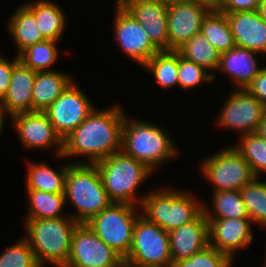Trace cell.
Masks as SVG:
<instances>
[{
	"mask_svg": "<svg viewBox=\"0 0 266 267\" xmlns=\"http://www.w3.org/2000/svg\"><path fill=\"white\" fill-rule=\"evenodd\" d=\"M125 111L118 102L105 109L96 106L90 115L63 139V157L71 163L95 164L113 153L120 152Z\"/></svg>",
	"mask_w": 266,
	"mask_h": 267,
	"instance_id": "obj_1",
	"label": "cell"
},
{
	"mask_svg": "<svg viewBox=\"0 0 266 267\" xmlns=\"http://www.w3.org/2000/svg\"><path fill=\"white\" fill-rule=\"evenodd\" d=\"M165 128L148 120L131 117L125 111L121 151L155 174L161 166L179 158L182 151Z\"/></svg>",
	"mask_w": 266,
	"mask_h": 267,
	"instance_id": "obj_2",
	"label": "cell"
},
{
	"mask_svg": "<svg viewBox=\"0 0 266 267\" xmlns=\"http://www.w3.org/2000/svg\"><path fill=\"white\" fill-rule=\"evenodd\" d=\"M197 194L175 185L152 188L140 205L141 215L170 232L194 220L203 211V201Z\"/></svg>",
	"mask_w": 266,
	"mask_h": 267,
	"instance_id": "obj_3",
	"label": "cell"
},
{
	"mask_svg": "<svg viewBox=\"0 0 266 267\" xmlns=\"http://www.w3.org/2000/svg\"><path fill=\"white\" fill-rule=\"evenodd\" d=\"M23 237L41 267H64L69 258L72 235L79 223L70 216L23 219Z\"/></svg>",
	"mask_w": 266,
	"mask_h": 267,
	"instance_id": "obj_4",
	"label": "cell"
},
{
	"mask_svg": "<svg viewBox=\"0 0 266 267\" xmlns=\"http://www.w3.org/2000/svg\"><path fill=\"white\" fill-rule=\"evenodd\" d=\"M95 164L112 203H126L140 207L145 193H148L142 192L144 193L142 194L141 186L156 174L122 151L113 153Z\"/></svg>",
	"mask_w": 266,
	"mask_h": 267,
	"instance_id": "obj_5",
	"label": "cell"
},
{
	"mask_svg": "<svg viewBox=\"0 0 266 267\" xmlns=\"http://www.w3.org/2000/svg\"><path fill=\"white\" fill-rule=\"evenodd\" d=\"M64 196L69 214L77 223H86L112 202L104 189L96 164L70 163L65 178Z\"/></svg>",
	"mask_w": 266,
	"mask_h": 267,
	"instance_id": "obj_6",
	"label": "cell"
},
{
	"mask_svg": "<svg viewBox=\"0 0 266 267\" xmlns=\"http://www.w3.org/2000/svg\"><path fill=\"white\" fill-rule=\"evenodd\" d=\"M140 207L111 203L85 224L111 249L125 259L133 243V230Z\"/></svg>",
	"mask_w": 266,
	"mask_h": 267,
	"instance_id": "obj_7",
	"label": "cell"
},
{
	"mask_svg": "<svg viewBox=\"0 0 266 267\" xmlns=\"http://www.w3.org/2000/svg\"><path fill=\"white\" fill-rule=\"evenodd\" d=\"M227 144L199 162L201 175L212 185V191H240L255 178L248 162Z\"/></svg>",
	"mask_w": 266,
	"mask_h": 267,
	"instance_id": "obj_8",
	"label": "cell"
},
{
	"mask_svg": "<svg viewBox=\"0 0 266 267\" xmlns=\"http://www.w3.org/2000/svg\"><path fill=\"white\" fill-rule=\"evenodd\" d=\"M124 263L172 267L169 232L140 214L135 221L133 243Z\"/></svg>",
	"mask_w": 266,
	"mask_h": 267,
	"instance_id": "obj_9",
	"label": "cell"
},
{
	"mask_svg": "<svg viewBox=\"0 0 266 267\" xmlns=\"http://www.w3.org/2000/svg\"><path fill=\"white\" fill-rule=\"evenodd\" d=\"M215 118L219 129L236 132L238 136L256 133L266 107L247 90L231 88Z\"/></svg>",
	"mask_w": 266,
	"mask_h": 267,
	"instance_id": "obj_10",
	"label": "cell"
},
{
	"mask_svg": "<svg viewBox=\"0 0 266 267\" xmlns=\"http://www.w3.org/2000/svg\"><path fill=\"white\" fill-rule=\"evenodd\" d=\"M114 3L113 41L124 56L141 68L160 50L150 41L142 25L118 1Z\"/></svg>",
	"mask_w": 266,
	"mask_h": 267,
	"instance_id": "obj_11",
	"label": "cell"
},
{
	"mask_svg": "<svg viewBox=\"0 0 266 267\" xmlns=\"http://www.w3.org/2000/svg\"><path fill=\"white\" fill-rule=\"evenodd\" d=\"M76 79L44 111L63 140L96 108Z\"/></svg>",
	"mask_w": 266,
	"mask_h": 267,
	"instance_id": "obj_12",
	"label": "cell"
},
{
	"mask_svg": "<svg viewBox=\"0 0 266 267\" xmlns=\"http://www.w3.org/2000/svg\"><path fill=\"white\" fill-rule=\"evenodd\" d=\"M11 127L16 131L18 141L26 150L51 151L56 159L62 155L63 140L57 134L45 112L32 111L20 113L9 118ZM56 155V156H55Z\"/></svg>",
	"mask_w": 266,
	"mask_h": 267,
	"instance_id": "obj_13",
	"label": "cell"
},
{
	"mask_svg": "<svg viewBox=\"0 0 266 267\" xmlns=\"http://www.w3.org/2000/svg\"><path fill=\"white\" fill-rule=\"evenodd\" d=\"M124 259L106 245L85 223L72 235L68 261L64 267H124Z\"/></svg>",
	"mask_w": 266,
	"mask_h": 267,
	"instance_id": "obj_14",
	"label": "cell"
},
{
	"mask_svg": "<svg viewBox=\"0 0 266 267\" xmlns=\"http://www.w3.org/2000/svg\"><path fill=\"white\" fill-rule=\"evenodd\" d=\"M215 7V1L176 0L167 4L169 50L200 33L204 18Z\"/></svg>",
	"mask_w": 266,
	"mask_h": 267,
	"instance_id": "obj_15",
	"label": "cell"
},
{
	"mask_svg": "<svg viewBox=\"0 0 266 267\" xmlns=\"http://www.w3.org/2000/svg\"><path fill=\"white\" fill-rule=\"evenodd\" d=\"M209 223V246L236 262L237 252L254 244L255 230L250 218H206Z\"/></svg>",
	"mask_w": 266,
	"mask_h": 267,
	"instance_id": "obj_16",
	"label": "cell"
},
{
	"mask_svg": "<svg viewBox=\"0 0 266 267\" xmlns=\"http://www.w3.org/2000/svg\"><path fill=\"white\" fill-rule=\"evenodd\" d=\"M144 28L150 41L160 50H169L167 3L154 0H118Z\"/></svg>",
	"mask_w": 266,
	"mask_h": 267,
	"instance_id": "obj_17",
	"label": "cell"
},
{
	"mask_svg": "<svg viewBox=\"0 0 266 267\" xmlns=\"http://www.w3.org/2000/svg\"><path fill=\"white\" fill-rule=\"evenodd\" d=\"M263 55L247 49L235 46L229 51L220 53V62L217 69V73L225 77L227 80L233 83L234 89L246 90L252 83V80L258 75V73L265 67L264 63H261L258 58ZM264 64V66H262Z\"/></svg>",
	"mask_w": 266,
	"mask_h": 267,
	"instance_id": "obj_18",
	"label": "cell"
},
{
	"mask_svg": "<svg viewBox=\"0 0 266 267\" xmlns=\"http://www.w3.org/2000/svg\"><path fill=\"white\" fill-rule=\"evenodd\" d=\"M172 262L191 257L209 246V223L202 211L194 220L169 232Z\"/></svg>",
	"mask_w": 266,
	"mask_h": 267,
	"instance_id": "obj_19",
	"label": "cell"
},
{
	"mask_svg": "<svg viewBox=\"0 0 266 267\" xmlns=\"http://www.w3.org/2000/svg\"><path fill=\"white\" fill-rule=\"evenodd\" d=\"M36 71L22 61L14 65L7 93L0 101V113L7 119L20 113L32 112V88Z\"/></svg>",
	"mask_w": 266,
	"mask_h": 267,
	"instance_id": "obj_20",
	"label": "cell"
},
{
	"mask_svg": "<svg viewBox=\"0 0 266 267\" xmlns=\"http://www.w3.org/2000/svg\"><path fill=\"white\" fill-rule=\"evenodd\" d=\"M236 46L266 56V22L256 10L225 13Z\"/></svg>",
	"mask_w": 266,
	"mask_h": 267,
	"instance_id": "obj_21",
	"label": "cell"
},
{
	"mask_svg": "<svg viewBox=\"0 0 266 267\" xmlns=\"http://www.w3.org/2000/svg\"><path fill=\"white\" fill-rule=\"evenodd\" d=\"M23 4L34 14L45 40L62 41L69 20L61 4L53 0H31Z\"/></svg>",
	"mask_w": 266,
	"mask_h": 267,
	"instance_id": "obj_22",
	"label": "cell"
},
{
	"mask_svg": "<svg viewBox=\"0 0 266 267\" xmlns=\"http://www.w3.org/2000/svg\"><path fill=\"white\" fill-rule=\"evenodd\" d=\"M5 23V31L16 47L19 56L26 48L42 42L43 38L34 14L23 4L17 5Z\"/></svg>",
	"mask_w": 266,
	"mask_h": 267,
	"instance_id": "obj_23",
	"label": "cell"
},
{
	"mask_svg": "<svg viewBox=\"0 0 266 267\" xmlns=\"http://www.w3.org/2000/svg\"><path fill=\"white\" fill-rule=\"evenodd\" d=\"M74 80L69 72H36L32 88V111L44 112Z\"/></svg>",
	"mask_w": 266,
	"mask_h": 267,
	"instance_id": "obj_24",
	"label": "cell"
},
{
	"mask_svg": "<svg viewBox=\"0 0 266 267\" xmlns=\"http://www.w3.org/2000/svg\"><path fill=\"white\" fill-rule=\"evenodd\" d=\"M66 162L53 168L46 162H32L29 160L26 166L25 188L26 190H38L48 193H64L67 167L71 163Z\"/></svg>",
	"mask_w": 266,
	"mask_h": 267,
	"instance_id": "obj_25",
	"label": "cell"
},
{
	"mask_svg": "<svg viewBox=\"0 0 266 267\" xmlns=\"http://www.w3.org/2000/svg\"><path fill=\"white\" fill-rule=\"evenodd\" d=\"M25 194V197H27V212L23 216L24 219H49L69 216V213H64L67 209L64 193L26 190Z\"/></svg>",
	"mask_w": 266,
	"mask_h": 267,
	"instance_id": "obj_26",
	"label": "cell"
},
{
	"mask_svg": "<svg viewBox=\"0 0 266 267\" xmlns=\"http://www.w3.org/2000/svg\"><path fill=\"white\" fill-rule=\"evenodd\" d=\"M179 53L176 50L158 51L141 68L152 75L162 90L178 87Z\"/></svg>",
	"mask_w": 266,
	"mask_h": 267,
	"instance_id": "obj_27",
	"label": "cell"
},
{
	"mask_svg": "<svg viewBox=\"0 0 266 267\" xmlns=\"http://www.w3.org/2000/svg\"><path fill=\"white\" fill-rule=\"evenodd\" d=\"M210 196L211 202L203 201L206 218H249L240 191H212Z\"/></svg>",
	"mask_w": 266,
	"mask_h": 267,
	"instance_id": "obj_28",
	"label": "cell"
},
{
	"mask_svg": "<svg viewBox=\"0 0 266 267\" xmlns=\"http://www.w3.org/2000/svg\"><path fill=\"white\" fill-rule=\"evenodd\" d=\"M176 51L181 57L206 68L213 74V81L217 80L216 71L220 62V53L202 33L195 34Z\"/></svg>",
	"mask_w": 266,
	"mask_h": 267,
	"instance_id": "obj_29",
	"label": "cell"
},
{
	"mask_svg": "<svg viewBox=\"0 0 266 267\" xmlns=\"http://www.w3.org/2000/svg\"><path fill=\"white\" fill-rule=\"evenodd\" d=\"M200 33L219 53L229 51L236 46L226 14L216 7L204 18Z\"/></svg>",
	"mask_w": 266,
	"mask_h": 267,
	"instance_id": "obj_30",
	"label": "cell"
},
{
	"mask_svg": "<svg viewBox=\"0 0 266 267\" xmlns=\"http://www.w3.org/2000/svg\"><path fill=\"white\" fill-rule=\"evenodd\" d=\"M236 144H230L250 165L255 177L266 175V141L257 133L237 136Z\"/></svg>",
	"mask_w": 266,
	"mask_h": 267,
	"instance_id": "obj_31",
	"label": "cell"
},
{
	"mask_svg": "<svg viewBox=\"0 0 266 267\" xmlns=\"http://www.w3.org/2000/svg\"><path fill=\"white\" fill-rule=\"evenodd\" d=\"M265 179L255 177L251 182L244 185L240 190L243 203L253 225L259 226V228L263 229L264 231L266 230Z\"/></svg>",
	"mask_w": 266,
	"mask_h": 267,
	"instance_id": "obj_32",
	"label": "cell"
},
{
	"mask_svg": "<svg viewBox=\"0 0 266 267\" xmlns=\"http://www.w3.org/2000/svg\"><path fill=\"white\" fill-rule=\"evenodd\" d=\"M58 41L44 40L33 46L26 48L20 55L19 59L30 69L39 71L56 70L53 65L57 64L60 55Z\"/></svg>",
	"mask_w": 266,
	"mask_h": 267,
	"instance_id": "obj_33",
	"label": "cell"
},
{
	"mask_svg": "<svg viewBox=\"0 0 266 267\" xmlns=\"http://www.w3.org/2000/svg\"><path fill=\"white\" fill-rule=\"evenodd\" d=\"M213 74L203 66L195 64L179 55L178 87L183 91H191L203 87V85L214 84Z\"/></svg>",
	"mask_w": 266,
	"mask_h": 267,
	"instance_id": "obj_34",
	"label": "cell"
},
{
	"mask_svg": "<svg viewBox=\"0 0 266 267\" xmlns=\"http://www.w3.org/2000/svg\"><path fill=\"white\" fill-rule=\"evenodd\" d=\"M0 267H41L27 240L21 238L0 253Z\"/></svg>",
	"mask_w": 266,
	"mask_h": 267,
	"instance_id": "obj_35",
	"label": "cell"
},
{
	"mask_svg": "<svg viewBox=\"0 0 266 267\" xmlns=\"http://www.w3.org/2000/svg\"><path fill=\"white\" fill-rule=\"evenodd\" d=\"M234 264L229 256L208 246L189 258L173 263L172 267H233Z\"/></svg>",
	"mask_w": 266,
	"mask_h": 267,
	"instance_id": "obj_36",
	"label": "cell"
},
{
	"mask_svg": "<svg viewBox=\"0 0 266 267\" xmlns=\"http://www.w3.org/2000/svg\"><path fill=\"white\" fill-rule=\"evenodd\" d=\"M262 0H215V7L222 13L257 10Z\"/></svg>",
	"mask_w": 266,
	"mask_h": 267,
	"instance_id": "obj_37",
	"label": "cell"
},
{
	"mask_svg": "<svg viewBox=\"0 0 266 267\" xmlns=\"http://www.w3.org/2000/svg\"><path fill=\"white\" fill-rule=\"evenodd\" d=\"M19 60V56H17L16 54L11 58L8 57V59L6 56H2V54H0V101L7 93L14 65Z\"/></svg>",
	"mask_w": 266,
	"mask_h": 267,
	"instance_id": "obj_38",
	"label": "cell"
},
{
	"mask_svg": "<svg viewBox=\"0 0 266 267\" xmlns=\"http://www.w3.org/2000/svg\"><path fill=\"white\" fill-rule=\"evenodd\" d=\"M246 90L266 107V65Z\"/></svg>",
	"mask_w": 266,
	"mask_h": 267,
	"instance_id": "obj_39",
	"label": "cell"
},
{
	"mask_svg": "<svg viewBox=\"0 0 266 267\" xmlns=\"http://www.w3.org/2000/svg\"><path fill=\"white\" fill-rule=\"evenodd\" d=\"M256 133L266 141V112L263 116L262 121L260 122V124L258 125V129L256 131Z\"/></svg>",
	"mask_w": 266,
	"mask_h": 267,
	"instance_id": "obj_40",
	"label": "cell"
},
{
	"mask_svg": "<svg viewBox=\"0 0 266 267\" xmlns=\"http://www.w3.org/2000/svg\"><path fill=\"white\" fill-rule=\"evenodd\" d=\"M259 16L266 22V0H262L256 10Z\"/></svg>",
	"mask_w": 266,
	"mask_h": 267,
	"instance_id": "obj_41",
	"label": "cell"
},
{
	"mask_svg": "<svg viewBox=\"0 0 266 267\" xmlns=\"http://www.w3.org/2000/svg\"><path fill=\"white\" fill-rule=\"evenodd\" d=\"M6 120L7 119L0 113V138L3 136L5 123H7Z\"/></svg>",
	"mask_w": 266,
	"mask_h": 267,
	"instance_id": "obj_42",
	"label": "cell"
},
{
	"mask_svg": "<svg viewBox=\"0 0 266 267\" xmlns=\"http://www.w3.org/2000/svg\"><path fill=\"white\" fill-rule=\"evenodd\" d=\"M124 267H156V266H143V265H136V264H124Z\"/></svg>",
	"mask_w": 266,
	"mask_h": 267,
	"instance_id": "obj_43",
	"label": "cell"
},
{
	"mask_svg": "<svg viewBox=\"0 0 266 267\" xmlns=\"http://www.w3.org/2000/svg\"><path fill=\"white\" fill-rule=\"evenodd\" d=\"M118 0H115V2H117ZM154 1H161V2H164V3H172V2H174V1H176V0H154Z\"/></svg>",
	"mask_w": 266,
	"mask_h": 267,
	"instance_id": "obj_44",
	"label": "cell"
},
{
	"mask_svg": "<svg viewBox=\"0 0 266 267\" xmlns=\"http://www.w3.org/2000/svg\"><path fill=\"white\" fill-rule=\"evenodd\" d=\"M265 253H266V251H265ZM265 257H264V261H263V263H262V265H260L261 267H266V255H264Z\"/></svg>",
	"mask_w": 266,
	"mask_h": 267,
	"instance_id": "obj_45",
	"label": "cell"
}]
</instances>
